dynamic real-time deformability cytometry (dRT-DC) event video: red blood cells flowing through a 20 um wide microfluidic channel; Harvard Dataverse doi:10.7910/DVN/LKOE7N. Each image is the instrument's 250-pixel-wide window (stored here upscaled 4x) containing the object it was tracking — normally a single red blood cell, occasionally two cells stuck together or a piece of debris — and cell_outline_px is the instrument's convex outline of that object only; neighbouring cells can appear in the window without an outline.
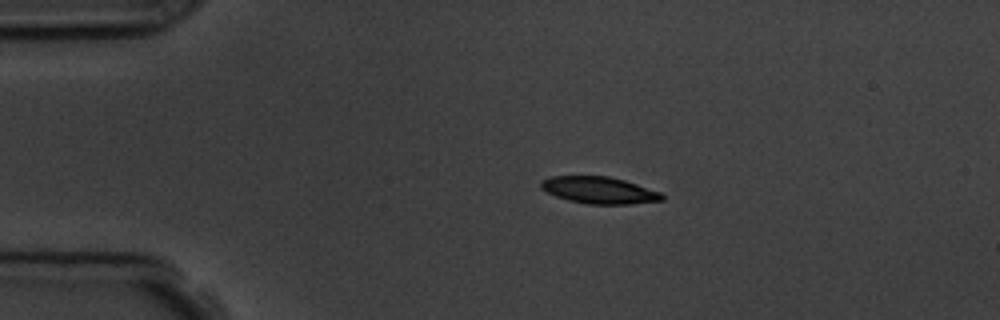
{"species": "common noctule bat (a hibernating species)", "species_latin": "Nyctalus noctula", "temperature_condition": "room temperature", "stored_images_in_passage": 8, "camera_frame_rate_fps": 3000, "um_per_image_px": 0.085, "animal": {"sex": "male", "body_mass_g": 19.5, "forearm_length_mm": 54.6}, "frame": {"image": 1, "passage_image": 2, "time_ms": 1.333, "image_size_px": [1000, 320], "cell_outline_px": [[664, 200], [628, 204], [588, 204], [568, 200], [556, 196], [540, 188], [540, 180], [552, 176], [608, 176], [624, 180], [660, 192], [664, 196]], "centroid_in_image_um": [50.9, 16.16], "position_along_channel_um": 34.1, "area_um2": 18.84}}
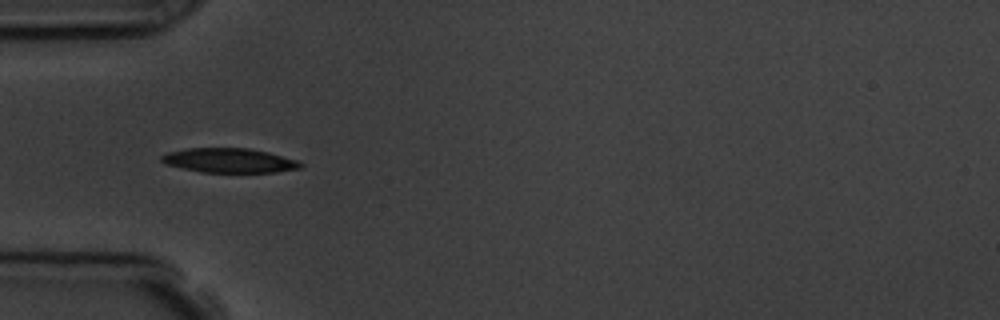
{"frame": {"image": 2, "passage_image": 4, "time_ms": 3.333, "image_size_px": [1000, 320], "cell_outline_px": [[304, 168], [276, 172], [200, 172], [164, 164], [160, 160], [160, 156], [168, 152], [188, 148], [248, 148], [268, 152], [296, 160], [304, 164]], "centroid_in_image_um": [19.49, 13.64], "position_along_channel_um": 65.5, "area_um2": 19.88}}